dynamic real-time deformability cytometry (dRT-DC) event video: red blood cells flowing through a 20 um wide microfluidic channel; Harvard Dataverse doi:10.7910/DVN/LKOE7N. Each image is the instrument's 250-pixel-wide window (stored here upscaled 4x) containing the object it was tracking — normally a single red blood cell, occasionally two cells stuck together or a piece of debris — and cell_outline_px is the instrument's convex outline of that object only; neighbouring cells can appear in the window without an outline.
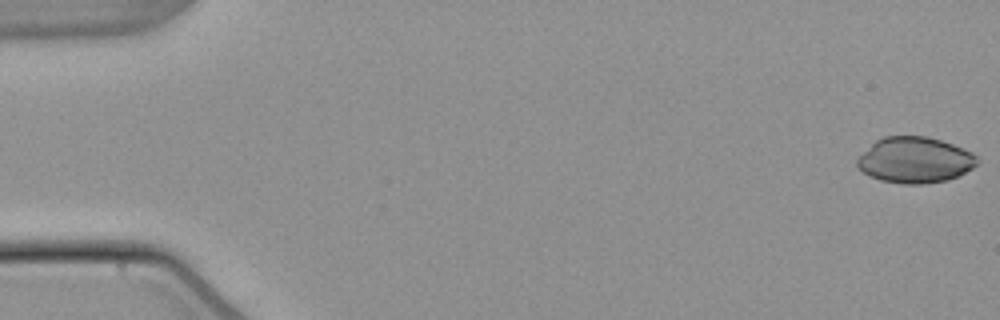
{"species": "common noctule bat (a hibernating species)", "species_latin": "Nyctalus noctula", "temperature_condition": "warm", "stored_images_in_passage": 53, "camera_frame_rate_fps": 3000, "um_per_image_px": 0.085, "animal": {"sex": "male", "body_mass_g": 21.5, "forearm_length_mm": 52.0}, "frame": {"image": 1, "passage_image": 1, "time_ms": 0.0, "image_size_px": [1000, 320], "cell_outline_px": [[980, 160], [972, 168], [948, 180], [924, 184], [904, 184], [880, 180], [868, 176], [856, 164], [856, 160], [876, 140], [884, 136], [928, 136], [952, 144], [972, 152]], "centroid_in_image_um": [77.77, 13.6], "position_along_channel_um": 7.2, "area_um2": 31.96}}
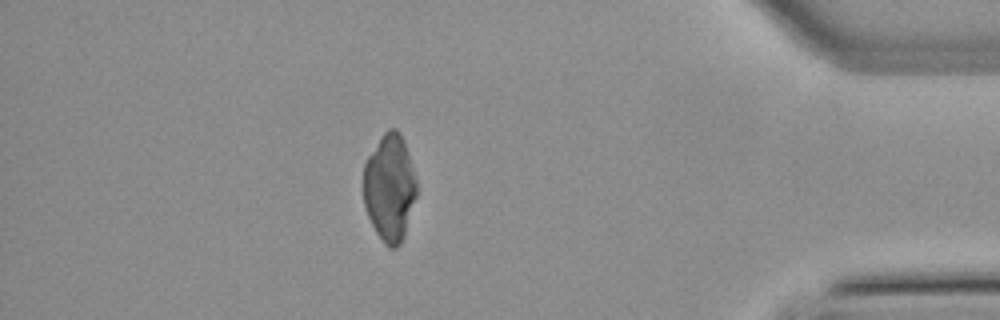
{"frame": {"image": 2, "passage_image": 47, "time_ms": 15.333, "image_size_px": [1000, 320], "cell_outline_px": [[416, 196], [404, 236], [400, 244], [396, 248], [388, 248], [384, 244], [376, 232], [368, 216], [364, 204], [364, 164], [368, 156], [380, 136], [388, 128], [396, 128], [400, 132], [404, 140], [416, 180]], "centroid_in_image_um": [33.11, 15.94], "position_along_channel_um": 402.1, "area_um2": 33.12}}